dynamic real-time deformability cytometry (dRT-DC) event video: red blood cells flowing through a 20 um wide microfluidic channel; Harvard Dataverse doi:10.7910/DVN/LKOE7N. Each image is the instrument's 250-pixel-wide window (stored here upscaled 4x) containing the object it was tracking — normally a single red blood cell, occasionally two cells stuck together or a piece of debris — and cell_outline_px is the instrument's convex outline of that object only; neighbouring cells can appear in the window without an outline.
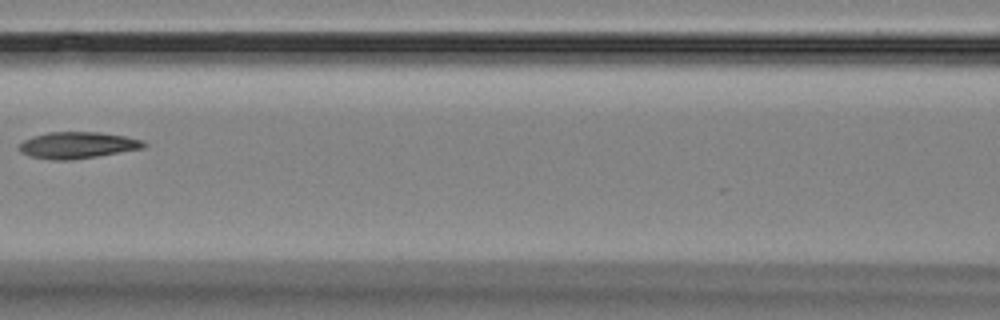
{"species": "Egyptian fruit bat (a non-hibernating species)", "species_latin": "Rousettus aegyptiacus", "temperature_condition": "room temperature", "stored_images_in_passage": 6, "camera_frame_rate_fps": 3000, "um_per_image_px": 0.085, "animal": {"sex": "female"}, "frame": {"image": 1, "passage_image": 5, "time_ms": 5.0, "image_size_px": [1000, 320], "cell_outline_px": [[148, 144], [144, 148], [72, 160], [52, 160], [28, 156], [20, 152], [20, 144], [24, 140], [32, 136], [48, 132], [100, 132], [124, 136], [144, 140]], "centroid_in_image_um": [6.59, 12.34], "position_along_channel_um": 160.0, "area_um2": 19.31}}
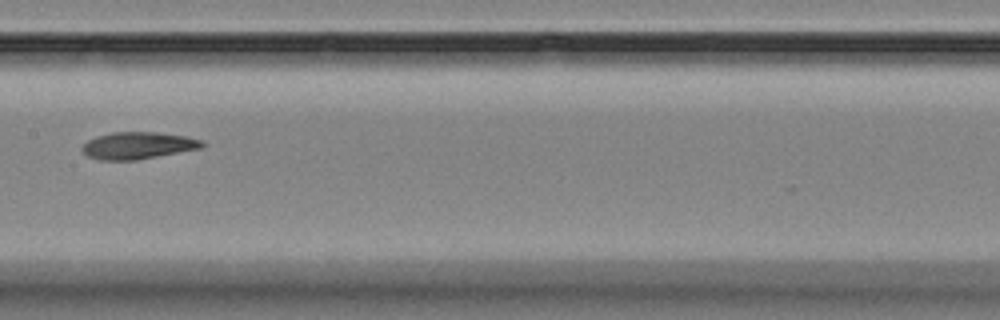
{"frame": {"image": 2, "passage_image": 6, "time_ms": 6.0, "image_size_px": [1000, 320], "cell_outline_px": [[208, 144], [200, 148], [136, 160], [100, 160], [88, 156], [80, 148], [88, 140], [96, 136], [112, 132], [156, 132], [184, 136], [200, 140]], "centroid_in_image_um": [11.7, 12.36], "position_along_channel_um": 195.7, "area_um2": 18.73}}